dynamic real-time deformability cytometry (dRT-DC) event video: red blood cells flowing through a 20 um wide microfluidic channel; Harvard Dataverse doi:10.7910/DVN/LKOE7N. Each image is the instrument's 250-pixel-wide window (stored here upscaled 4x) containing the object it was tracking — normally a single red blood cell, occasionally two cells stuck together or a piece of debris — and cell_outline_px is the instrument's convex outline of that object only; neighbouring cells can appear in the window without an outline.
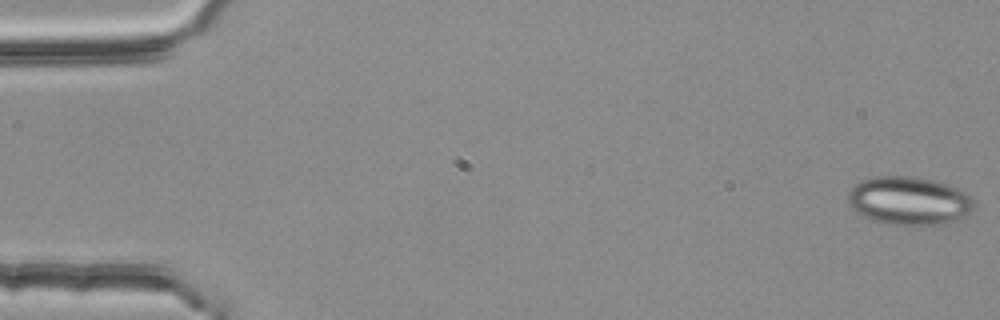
{"species": "common noctule bat (a hibernating species)", "species_latin": "Nyctalus noctula", "temperature_condition": "room temperature", "stored_images_in_passage": 4, "camera_frame_rate_fps": 3000, "um_per_image_px": 0.085, "animal": {"sex": "female", "body_mass_g": 25.1}, "frame": {"image": 1, "passage_image": 1, "time_ms": 0.0, "image_size_px": [1000, 320], "cell_outline_px": [[976, 204], [964, 216], [952, 220], [936, 224], [888, 224], [872, 220], [856, 212], [848, 204], [848, 192], [856, 184], [864, 180], [876, 176], [916, 176], [936, 180], [956, 188], [964, 192]], "centroid_in_image_um": [77.22, 17.04], "position_along_channel_um": 7.8, "area_um2": 34.97}}
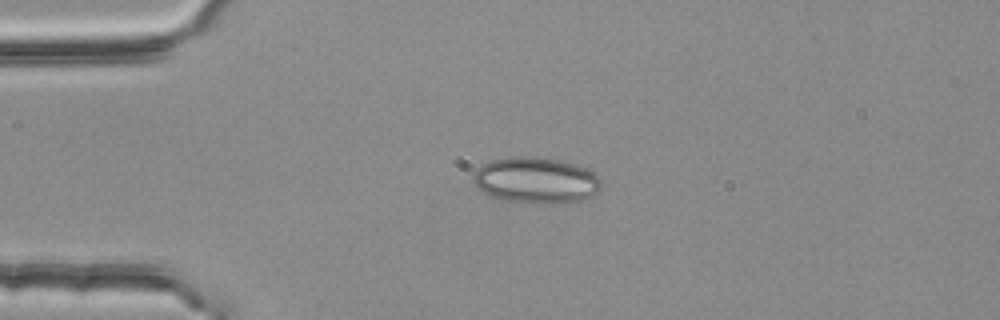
{"frame": {"image": 2, "passage_image": 3, "time_ms": 0.667, "image_size_px": [1000, 320], "cell_outline_px": [[600, 188], [592, 196], [584, 200], [556, 204], [536, 204], [504, 200], [492, 196], [484, 192], [472, 180], [472, 176], [484, 164], [492, 160], [516, 156], [528, 156], [560, 160], [576, 164], [592, 172], [600, 180]], "centroid_in_image_um": [45.58, 15.34], "position_along_channel_um": 39.4, "area_um2": 34.22}}